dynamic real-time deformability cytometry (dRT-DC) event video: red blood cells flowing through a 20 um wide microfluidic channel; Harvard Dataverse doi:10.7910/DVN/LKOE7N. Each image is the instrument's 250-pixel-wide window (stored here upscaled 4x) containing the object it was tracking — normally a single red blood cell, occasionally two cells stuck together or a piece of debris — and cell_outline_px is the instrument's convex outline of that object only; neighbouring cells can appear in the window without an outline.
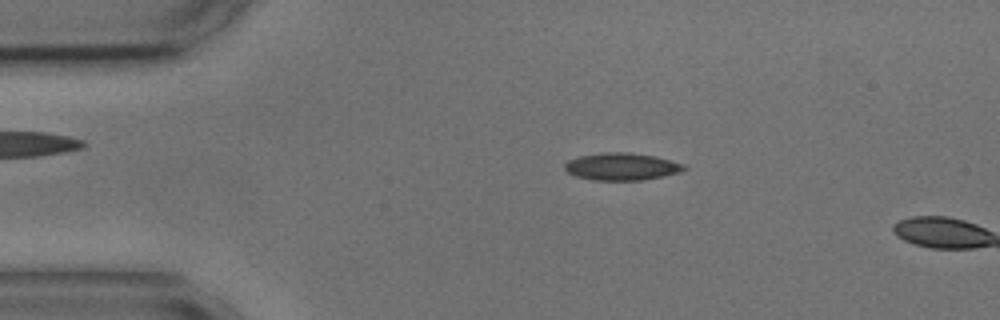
{"species": "common noctule bat (a hibernating species)", "species_latin": "Nyctalus noctula", "temperature_condition": "cold", "stored_images_in_passage": 3, "camera_frame_rate_fps": 3000, "um_per_image_px": 0.085, "animal": {"sex": "male", "body_mass_g": 17.9, "forearm_length_mm": 54.2}, "frame": {"image": 1, "passage_image": 2, "time_ms": 2.0, "image_size_px": [1000, 320], "cell_outline_px": [[688, 168], [680, 172], [644, 180], [592, 180], [576, 176], [568, 172], [564, 168], [564, 164], [568, 160], [580, 156], [604, 152], [628, 152], [656, 156], [684, 164]], "centroid_in_image_um": [52.85, 14.15], "position_along_channel_um": 32.1, "area_um2": 19.02}}